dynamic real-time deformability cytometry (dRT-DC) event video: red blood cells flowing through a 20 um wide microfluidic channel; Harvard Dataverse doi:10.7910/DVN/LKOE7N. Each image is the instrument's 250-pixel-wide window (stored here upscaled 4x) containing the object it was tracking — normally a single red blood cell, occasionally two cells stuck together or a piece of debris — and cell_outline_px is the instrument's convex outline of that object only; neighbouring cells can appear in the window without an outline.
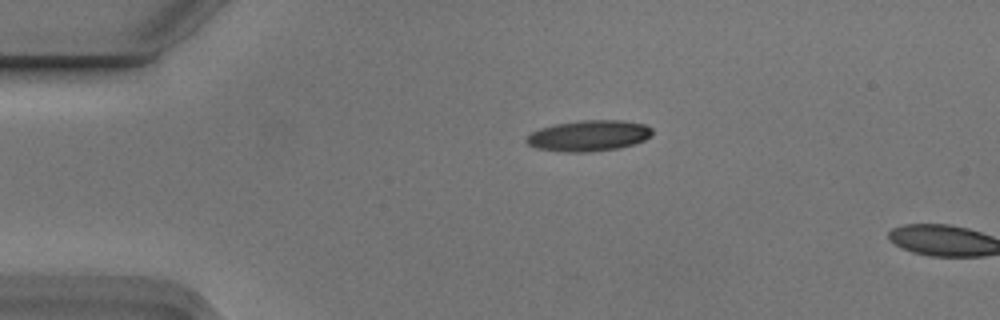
{"species": "Egyptian fruit bat (a non-hibernating species)", "species_latin": "Rousettus aegyptiacus", "temperature_condition": "cold", "stored_images_in_passage": 2, "camera_frame_rate_fps": 3000, "um_per_image_px": 0.085, "animal": {"sex": "male"}, "frame": {"image": 1, "passage_image": 1, "time_ms": 0.0, "image_size_px": [1000, 320], "cell_outline_px": [[652, 136], [644, 140], [632, 144], [616, 148], [592, 152], [564, 152], [536, 148], [528, 144], [524, 140], [532, 132], [540, 128], [556, 124], [584, 120], [620, 120], [644, 124], [652, 128]], "centroid_in_image_um": [50.04, 11.54], "position_along_channel_um": 35.0, "area_um2": 22.54}}